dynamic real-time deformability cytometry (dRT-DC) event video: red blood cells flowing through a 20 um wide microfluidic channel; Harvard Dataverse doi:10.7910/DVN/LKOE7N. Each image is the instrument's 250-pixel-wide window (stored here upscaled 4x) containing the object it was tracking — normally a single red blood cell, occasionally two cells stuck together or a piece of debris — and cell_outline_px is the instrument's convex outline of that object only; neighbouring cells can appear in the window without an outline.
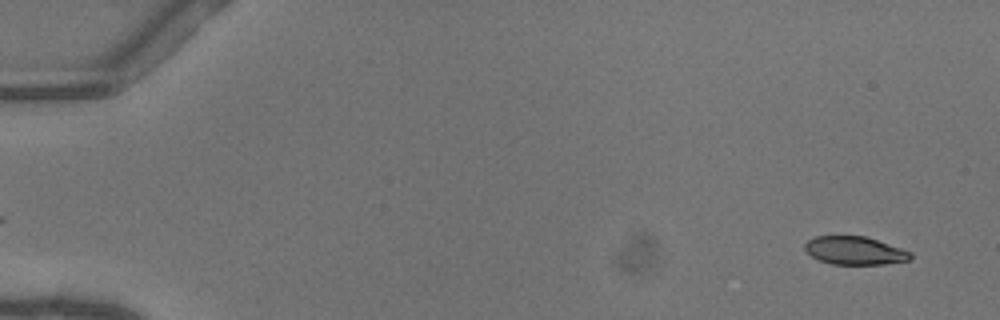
{"species": "common noctule bat (a hibernating species)", "species_latin": "Nyctalus noctula", "temperature_condition": "warm", "stored_images_in_passage": 51, "camera_frame_rate_fps": 3000, "um_per_image_px": 0.085, "animal": {"sex": "female"}, "frame": {"image": 1, "passage_image": 3, "time_ms": 0.667, "image_size_px": [1000, 320], "cell_outline_px": [[912, 260], [884, 264], [832, 264], [820, 260], [812, 256], [804, 248], [804, 244], [808, 240], [816, 236], [864, 236], [912, 252]], "centroid_in_image_um": [72.67, 21.3], "position_along_channel_um": 12.3, "area_um2": 17.17}}
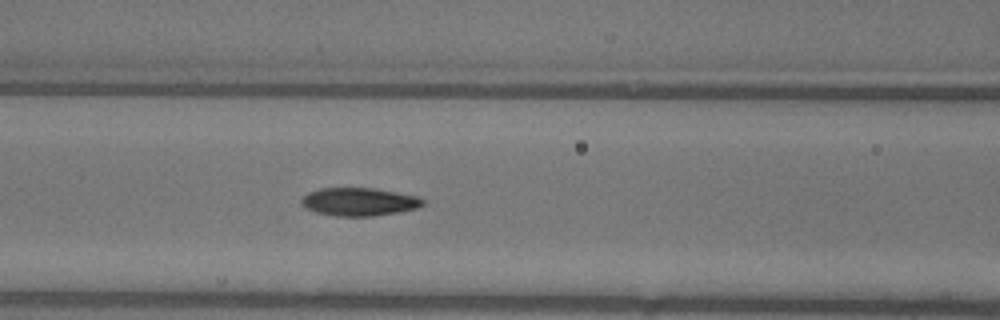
{"frame": {"image": 2, "passage_image": 23, "time_ms": 7.333, "image_size_px": [1000, 320], "cell_outline_px": [[424, 204], [416, 208], [400, 212], [372, 216], [336, 216], [316, 212], [304, 208], [300, 204], [300, 200], [308, 192], [320, 188], [376, 188], [420, 196], [424, 200]], "centroid_in_image_um": [30.52, 17.14], "position_along_channel_um": 136.1, "area_um2": 20.11}}
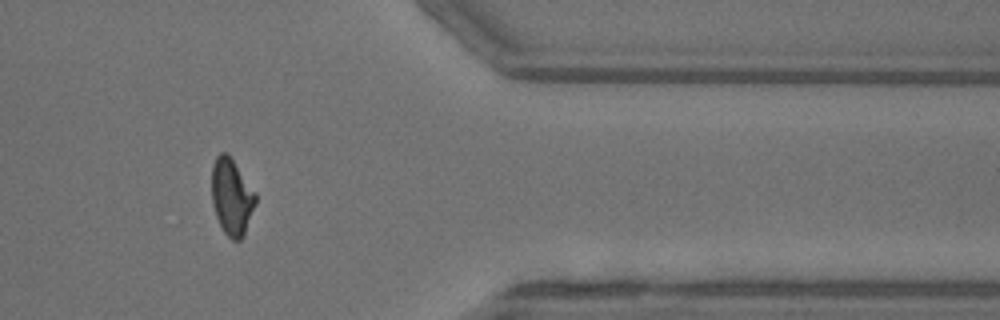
{"frame": {"image": 3, "passage_image": 43, "time_ms": 14.0, "image_size_px": [1000, 320], "cell_outline_px": [[256, 204], [244, 236], [240, 240], [232, 240], [224, 232], [216, 216], [212, 204], [212, 164], [216, 156], [220, 152], [228, 152], [256, 192]], "centroid_in_image_um": [19.7, 16.71], "position_along_channel_um": 391.7, "area_um2": 19.83}, "authors_computed_cell_mechanics": {"area_um2": 19.5942, "velocity_mm_per_s": 4.1061, "shape_relaxation_time_tau1_ms": 4.62, "shape_relaxation_time_tau2_ms": 2.5597, "deformation_change_tau1": 0.1876, "deformation_change_tau2": 0.0821}}